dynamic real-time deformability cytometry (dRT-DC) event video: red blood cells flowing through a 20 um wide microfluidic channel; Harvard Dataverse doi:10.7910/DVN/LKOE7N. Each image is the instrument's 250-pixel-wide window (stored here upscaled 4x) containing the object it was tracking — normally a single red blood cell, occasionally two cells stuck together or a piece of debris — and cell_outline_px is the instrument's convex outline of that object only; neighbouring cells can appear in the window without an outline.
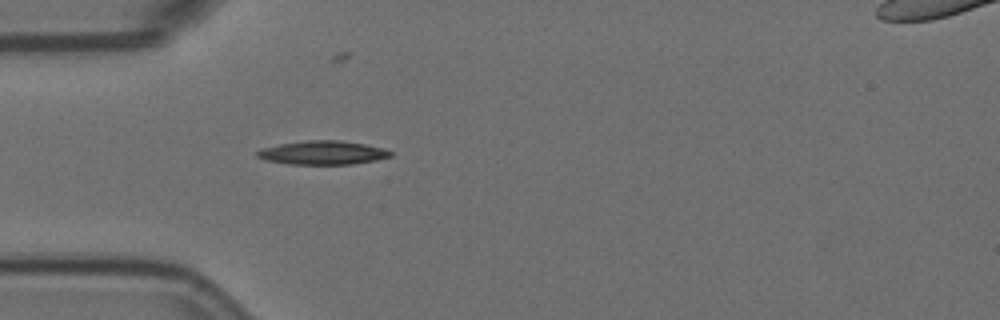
{"species": "Egyptian fruit bat (a non-hibernating species)", "species_latin": "Rousettus aegyptiacus", "temperature_condition": "room temperature", "stored_images_in_passage": 5, "camera_frame_rate_fps": 3000, "um_per_image_px": 0.085, "animal": {"sex": "female"}, "frame": {"image": 1, "passage_image": 5, "time_ms": 1.333, "image_size_px": [1000, 320], "cell_outline_px": [[392, 156], [376, 160], [352, 164], [288, 164], [264, 160], [256, 156], [256, 152], [260, 148], [280, 144], [304, 140], [340, 140], [364, 144], [384, 148], [392, 152]], "centroid_in_image_um": [27.4, 12.98], "position_along_channel_um": 57.6, "area_um2": 18.55}}